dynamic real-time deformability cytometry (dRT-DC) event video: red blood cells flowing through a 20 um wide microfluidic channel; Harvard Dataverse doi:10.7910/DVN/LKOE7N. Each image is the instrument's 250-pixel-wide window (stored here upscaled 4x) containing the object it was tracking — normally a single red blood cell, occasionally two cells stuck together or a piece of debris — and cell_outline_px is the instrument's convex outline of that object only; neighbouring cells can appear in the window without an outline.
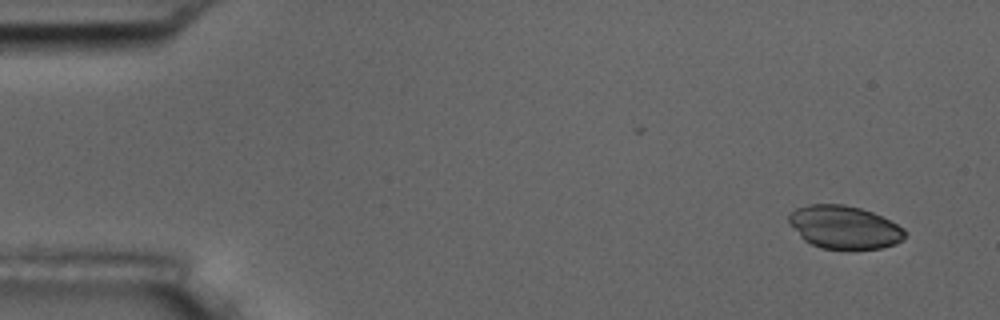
{"species": "common noctule bat (a hibernating species)", "species_latin": "Nyctalus noctula", "temperature_condition": "room temperature", "stored_images_in_passage": 5, "camera_frame_rate_fps": 3000, "um_per_image_px": 0.085, "animal": {"sex": "male", "body_mass_g": 17.5, "forearm_length_mm": 52.3}, "frame": {"image": 1, "passage_image": 1, "time_ms": 0.0, "image_size_px": [1000, 320], "cell_outline_px": [[908, 232], [904, 240], [896, 244], [880, 248], [820, 248], [804, 240], [800, 236], [788, 220], [788, 212], [796, 208], [808, 204], [844, 204], [860, 208], [872, 212], [904, 228]], "centroid_in_image_um": [71.77, 19.3], "position_along_channel_um": 13.2, "area_um2": 29.02}}
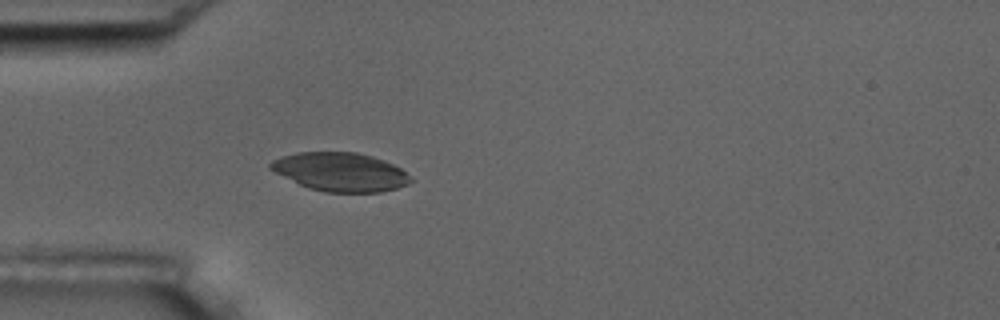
{"frame": {"image": 2, "passage_image": 5, "time_ms": 1.333, "image_size_px": [1000, 320], "cell_outline_px": [[412, 180], [408, 184], [396, 188], [380, 192], [328, 192], [308, 188], [268, 168], [268, 164], [272, 160], [280, 156], [296, 152], [356, 152], [372, 156], [384, 160], [400, 168]], "centroid_in_image_um": [28.9, 14.6], "position_along_channel_um": 56.1, "area_um2": 31.33}}